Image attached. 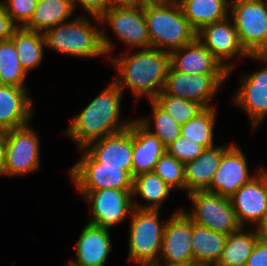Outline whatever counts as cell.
I'll list each match as a JSON object with an SVG mask.
<instances>
[{"label":"cell","mask_w":267,"mask_h":266,"mask_svg":"<svg viewBox=\"0 0 267 266\" xmlns=\"http://www.w3.org/2000/svg\"><path fill=\"white\" fill-rule=\"evenodd\" d=\"M121 54L109 59L119 74L113 81L122 92L124 86L131 89L137 101L144 95L148 100H154L164 88L170 53L151 47L130 55Z\"/></svg>","instance_id":"6da1fadb"},{"label":"cell","mask_w":267,"mask_h":266,"mask_svg":"<svg viewBox=\"0 0 267 266\" xmlns=\"http://www.w3.org/2000/svg\"><path fill=\"white\" fill-rule=\"evenodd\" d=\"M122 95V90L112 80L72 119L65 133L77 142L79 149L94 140L122 132L130 126L132 120L120 123Z\"/></svg>","instance_id":"7a4b0ae2"},{"label":"cell","mask_w":267,"mask_h":266,"mask_svg":"<svg viewBox=\"0 0 267 266\" xmlns=\"http://www.w3.org/2000/svg\"><path fill=\"white\" fill-rule=\"evenodd\" d=\"M92 25L86 17L78 16L46 30L43 33L45 45L52 50L79 57H97L109 54L115 48L112 40Z\"/></svg>","instance_id":"3957f363"},{"label":"cell","mask_w":267,"mask_h":266,"mask_svg":"<svg viewBox=\"0 0 267 266\" xmlns=\"http://www.w3.org/2000/svg\"><path fill=\"white\" fill-rule=\"evenodd\" d=\"M151 47L171 53L197 38L178 2L143 3Z\"/></svg>","instance_id":"277c9868"},{"label":"cell","mask_w":267,"mask_h":266,"mask_svg":"<svg viewBox=\"0 0 267 266\" xmlns=\"http://www.w3.org/2000/svg\"><path fill=\"white\" fill-rule=\"evenodd\" d=\"M130 217L128 260L152 266L161 253L166 222L160 223L159 210L134 208Z\"/></svg>","instance_id":"5b68a950"},{"label":"cell","mask_w":267,"mask_h":266,"mask_svg":"<svg viewBox=\"0 0 267 266\" xmlns=\"http://www.w3.org/2000/svg\"><path fill=\"white\" fill-rule=\"evenodd\" d=\"M231 18L249 55H267V5L264 0H231Z\"/></svg>","instance_id":"8992f818"},{"label":"cell","mask_w":267,"mask_h":266,"mask_svg":"<svg viewBox=\"0 0 267 266\" xmlns=\"http://www.w3.org/2000/svg\"><path fill=\"white\" fill-rule=\"evenodd\" d=\"M81 159L68 171L78 191L133 190V177L124 166H103L84 148Z\"/></svg>","instance_id":"52a82bcc"},{"label":"cell","mask_w":267,"mask_h":266,"mask_svg":"<svg viewBox=\"0 0 267 266\" xmlns=\"http://www.w3.org/2000/svg\"><path fill=\"white\" fill-rule=\"evenodd\" d=\"M187 195L193 207L190 213L185 212L195 224L227 235L240 228L230 198L207 191Z\"/></svg>","instance_id":"ba28073f"},{"label":"cell","mask_w":267,"mask_h":266,"mask_svg":"<svg viewBox=\"0 0 267 266\" xmlns=\"http://www.w3.org/2000/svg\"><path fill=\"white\" fill-rule=\"evenodd\" d=\"M110 26L126 46L151 48L143 3L136 5H113L97 20Z\"/></svg>","instance_id":"9c48e42d"},{"label":"cell","mask_w":267,"mask_h":266,"mask_svg":"<svg viewBox=\"0 0 267 266\" xmlns=\"http://www.w3.org/2000/svg\"><path fill=\"white\" fill-rule=\"evenodd\" d=\"M29 124L7 131L4 175H26L40 165V142Z\"/></svg>","instance_id":"30bf717a"},{"label":"cell","mask_w":267,"mask_h":266,"mask_svg":"<svg viewBox=\"0 0 267 266\" xmlns=\"http://www.w3.org/2000/svg\"><path fill=\"white\" fill-rule=\"evenodd\" d=\"M228 74H188L175 70L171 65L163 91L166 94L198 102L204 108L211 107L210 100L223 85ZM214 96V97H213Z\"/></svg>","instance_id":"8fae6325"},{"label":"cell","mask_w":267,"mask_h":266,"mask_svg":"<svg viewBox=\"0 0 267 266\" xmlns=\"http://www.w3.org/2000/svg\"><path fill=\"white\" fill-rule=\"evenodd\" d=\"M132 191L117 189L79 191L91 206L92 219L88 223L111 229L125 220L134 209Z\"/></svg>","instance_id":"7c38bea8"},{"label":"cell","mask_w":267,"mask_h":266,"mask_svg":"<svg viewBox=\"0 0 267 266\" xmlns=\"http://www.w3.org/2000/svg\"><path fill=\"white\" fill-rule=\"evenodd\" d=\"M230 201L240 227L245 228L247 222L258 227L267 215V169L241 186Z\"/></svg>","instance_id":"4fadbf2b"},{"label":"cell","mask_w":267,"mask_h":266,"mask_svg":"<svg viewBox=\"0 0 267 266\" xmlns=\"http://www.w3.org/2000/svg\"><path fill=\"white\" fill-rule=\"evenodd\" d=\"M214 22L204 26L197 32L199 41L214 55V57L228 70V75L233 71L234 64L228 65L226 60L233 57H248L249 54L241 46L237 30L232 18ZM231 19L232 22H229Z\"/></svg>","instance_id":"5bb4252c"},{"label":"cell","mask_w":267,"mask_h":266,"mask_svg":"<svg viewBox=\"0 0 267 266\" xmlns=\"http://www.w3.org/2000/svg\"><path fill=\"white\" fill-rule=\"evenodd\" d=\"M248 58L267 64V55H249ZM240 81L241 85L232 101L249 114L255 129L267 116V65L250 75L242 76Z\"/></svg>","instance_id":"9a60e30c"},{"label":"cell","mask_w":267,"mask_h":266,"mask_svg":"<svg viewBox=\"0 0 267 266\" xmlns=\"http://www.w3.org/2000/svg\"><path fill=\"white\" fill-rule=\"evenodd\" d=\"M246 157L235 144L224 152L219 168L215 172L210 186L206 190L230 198L241 186L250 182L263 169L250 175Z\"/></svg>","instance_id":"2e32d148"},{"label":"cell","mask_w":267,"mask_h":266,"mask_svg":"<svg viewBox=\"0 0 267 266\" xmlns=\"http://www.w3.org/2000/svg\"><path fill=\"white\" fill-rule=\"evenodd\" d=\"M167 219L158 262L181 263L194 260L192 252V219L181 209ZM164 260V261H161Z\"/></svg>","instance_id":"e0dca14e"},{"label":"cell","mask_w":267,"mask_h":266,"mask_svg":"<svg viewBox=\"0 0 267 266\" xmlns=\"http://www.w3.org/2000/svg\"><path fill=\"white\" fill-rule=\"evenodd\" d=\"M84 149L103 166H124L132 175L133 120L126 130L94 140Z\"/></svg>","instance_id":"ac0fdd59"},{"label":"cell","mask_w":267,"mask_h":266,"mask_svg":"<svg viewBox=\"0 0 267 266\" xmlns=\"http://www.w3.org/2000/svg\"><path fill=\"white\" fill-rule=\"evenodd\" d=\"M170 65L188 74H228V70L196 38L192 43L170 53Z\"/></svg>","instance_id":"d6986e66"},{"label":"cell","mask_w":267,"mask_h":266,"mask_svg":"<svg viewBox=\"0 0 267 266\" xmlns=\"http://www.w3.org/2000/svg\"><path fill=\"white\" fill-rule=\"evenodd\" d=\"M111 248L109 229L87 223L76 244V259L66 266H104Z\"/></svg>","instance_id":"ffe728a7"},{"label":"cell","mask_w":267,"mask_h":266,"mask_svg":"<svg viewBox=\"0 0 267 266\" xmlns=\"http://www.w3.org/2000/svg\"><path fill=\"white\" fill-rule=\"evenodd\" d=\"M32 100L27 87H0V130H12L27 125L32 118Z\"/></svg>","instance_id":"44dd1931"},{"label":"cell","mask_w":267,"mask_h":266,"mask_svg":"<svg viewBox=\"0 0 267 266\" xmlns=\"http://www.w3.org/2000/svg\"><path fill=\"white\" fill-rule=\"evenodd\" d=\"M231 145L207 148L196 159L185 164V190L187 194L206 191L219 168L224 152Z\"/></svg>","instance_id":"7402d4cb"},{"label":"cell","mask_w":267,"mask_h":266,"mask_svg":"<svg viewBox=\"0 0 267 266\" xmlns=\"http://www.w3.org/2000/svg\"><path fill=\"white\" fill-rule=\"evenodd\" d=\"M166 148L136 119L133 120L132 177L152 172Z\"/></svg>","instance_id":"603a6c76"},{"label":"cell","mask_w":267,"mask_h":266,"mask_svg":"<svg viewBox=\"0 0 267 266\" xmlns=\"http://www.w3.org/2000/svg\"><path fill=\"white\" fill-rule=\"evenodd\" d=\"M178 3L184 17L196 32L230 16L229 0H179Z\"/></svg>","instance_id":"cb8c5ba5"},{"label":"cell","mask_w":267,"mask_h":266,"mask_svg":"<svg viewBox=\"0 0 267 266\" xmlns=\"http://www.w3.org/2000/svg\"><path fill=\"white\" fill-rule=\"evenodd\" d=\"M75 11L73 0H38L37 6L24 29L44 33L68 21Z\"/></svg>","instance_id":"d4e9b609"},{"label":"cell","mask_w":267,"mask_h":266,"mask_svg":"<svg viewBox=\"0 0 267 266\" xmlns=\"http://www.w3.org/2000/svg\"><path fill=\"white\" fill-rule=\"evenodd\" d=\"M227 234L216 232L192 221V252L196 262L214 266L224 249Z\"/></svg>","instance_id":"484cf974"},{"label":"cell","mask_w":267,"mask_h":266,"mask_svg":"<svg viewBox=\"0 0 267 266\" xmlns=\"http://www.w3.org/2000/svg\"><path fill=\"white\" fill-rule=\"evenodd\" d=\"M172 188H170L154 171L141 173L133 177V199L141 196L145 204H138V200H133V207L137 209L160 210V206L168 198ZM138 195V196H137Z\"/></svg>","instance_id":"4316f807"},{"label":"cell","mask_w":267,"mask_h":266,"mask_svg":"<svg viewBox=\"0 0 267 266\" xmlns=\"http://www.w3.org/2000/svg\"><path fill=\"white\" fill-rule=\"evenodd\" d=\"M240 227L236 232L228 235L224 249L218 262L214 266H246L247 259L257 244V229L246 232Z\"/></svg>","instance_id":"83f0119b"},{"label":"cell","mask_w":267,"mask_h":266,"mask_svg":"<svg viewBox=\"0 0 267 266\" xmlns=\"http://www.w3.org/2000/svg\"><path fill=\"white\" fill-rule=\"evenodd\" d=\"M10 38L18 53L21 67L26 73L41 64L46 46L43 33L18 27Z\"/></svg>","instance_id":"f1b7e54d"},{"label":"cell","mask_w":267,"mask_h":266,"mask_svg":"<svg viewBox=\"0 0 267 266\" xmlns=\"http://www.w3.org/2000/svg\"><path fill=\"white\" fill-rule=\"evenodd\" d=\"M215 106L204 108L195 117L181 126V136L195 141L205 149L214 146Z\"/></svg>","instance_id":"f546056e"},{"label":"cell","mask_w":267,"mask_h":266,"mask_svg":"<svg viewBox=\"0 0 267 266\" xmlns=\"http://www.w3.org/2000/svg\"><path fill=\"white\" fill-rule=\"evenodd\" d=\"M149 101L152 105L153 122L150 121L151 119H141V117L136 120L150 133L157 136L162 145L167 148L176 138L181 136V126L155 100ZM150 122L154 123L152 124L154 127H150Z\"/></svg>","instance_id":"4dcf8cb0"},{"label":"cell","mask_w":267,"mask_h":266,"mask_svg":"<svg viewBox=\"0 0 267 266\" xmlns=\"http://www.w3.org/2000/svg\"><path fill=\"white\" fill-rule=\"evenodd\" d=\"M27 73L21 67L12 39L0 41V79L3 85L26 87Z\"/></svg>","instance_id":"1f68e13d"},{"label":"cell","mask_w":267,"mask_h":266,"mask_svg":"<svg viewBox=\"0 0 267 266\" xmlns=\"http://www.w3.org/2000/svg\"><path fill=\"white\" fill-rule=\"evenodd\" d=\"M180 125L195 117L204 107L198 102L166 94L163 90L154 99Z\"/></svg>","instance_id":"d6a6232c"},{"label":"cell","mask_w":267,"mask_h":266,"mask_svg":"<svg viewBox=\"0 0 267 266\" xmlns=\"http://www.w3.org/2000/svg\"><path fill=\"white\" fill-rule=\"evenodd\" d=\"M153 171L173 190H185V164L167 151L159 158Z\"/></svg>","instance_id":"836d02e7"},{"label":"cell","mask_w":267,"mask_h":266,"mask_svg":"<svg viewBox=\"0 0 267 266\" xmlns=\"http://www.w3.org/2000/svg\"><path fill=\"white\" fill-rule=\"evenodd\" d=\"M37 2L38 0H1L5 12L18 27H23L30 20Z\"/></svg>","instance_id":"e575fe53"},{"label":"cell","mask_w":267,"mask_h":266,"mask_svg":"<svg viewBox=\"0 0 267 266\" xmlns=\"http://www.w3.org/2000/svg\"><path fill=\"white\" fill-rule=\"evenodd\" d=\"M205 148L187 137L179 136L167 148L166 151L173 155L178 161L186 164L196 159L204 152Z\"/></svg>","instance_id":"d590c367"},{"label":"cell","mask_w":267,"mask_h":266,"mask_svg":"<svg viewBox=\"0 0 267 266\" xmlns=\"http://www.w3.org/2000/svg\"><path fill=\"white\" fill-rule=\"evenodd\" d=\"M75 9L78 5L85 9V12L91 15L95 20L113 6L110 0H73Z\"/></svg>","instance_id":"8d00e7d4"},{"label":"cell","mask_w":267,"mask_h":266,"mask_svg":"<svg viewBox=\"0 0 267 266\" xmlns=\"http://www.w3.org/2000/svg\"><path fill=\"white\" fill-rule=\"evenodd\" d=\"M246 266H267V244L258 240L247 259Z\"/></svg>","instance_id":"74e56055"},{"label":"cell","mask_w":267,"mask_h":266,"mask_svg":"<svg viewBox=\"0 0 267 266\" xmlns=\"http://www.w3.org/2000/svg\"><path fill=\"white\" fill-rule=\"evenodd\" d=\"M18 26L12 21L0 3V41L10 39Z\"/></svg>","instance_id":"f35d334b"},{"label":"cell","mask_w":267,"mask_h":266,"mask_svg":"<svg viewBox=\"0 0 267 266\" xmlns=\"http://www.w3.org/2000/svg\"><path fill=\"white\" fill-rule=\"evenodd\" d=\"M6 145H7V131L0 130V176L4 175Z\"/></svg>","instance_id":"ab89813d"},{"label":"cell","mask_w":267,"mask_h":266,"mask_svg":"<svg viewBox=\"0 0 267 266\" xmlns=\"http://www.w3.org/2000/svg\"><path fill=\"white\" fill-rule=\"evenodd\" d=\"M255 228L257 229L259 240L267 244V215L263 222Z\"/></svg>","instance_id":"60d3db41"},{"label":"cell","mask_w":267,"mask_h":266,"mask_svg":"<svg viewBox=\"0 0 267 266\" xmlns=\"http://www.w3.org/2000/svg\"><path fill=\"white\" fill-rule=\"evenodd\" d=\"M152 266H205V265L193 260L190 262H181V263L157 262V263L153 264Z\"/></svg>","instance_id":"b9f144b4"},{"label":"cell","mask_w":267,"mask_h":266,"mask_svg":"<svg viewBox=\"0 0 267 266\" xmlns=\"http://www.w3.org/2000/svg\"><path fill=\"white\" fill-rule=\"evenodd\" d=\"M112 5H136L142 3V0H110Z\"/></svg>","instance_id":"7bdbcfd3"},{"label":"cell","mask_w":267,"mask_h":266,"mask_svg":"<svg viewBox=\"0 0 267 266\" xmlns=\"http://www.w3.org/2000/svg\"><path fill=\"white\" fill-rule=\"evenodd\" d=\"M179 0H142V3L146 2H178Z\"/></svg>","instance_id":"ee69618b"}]
</instances>
